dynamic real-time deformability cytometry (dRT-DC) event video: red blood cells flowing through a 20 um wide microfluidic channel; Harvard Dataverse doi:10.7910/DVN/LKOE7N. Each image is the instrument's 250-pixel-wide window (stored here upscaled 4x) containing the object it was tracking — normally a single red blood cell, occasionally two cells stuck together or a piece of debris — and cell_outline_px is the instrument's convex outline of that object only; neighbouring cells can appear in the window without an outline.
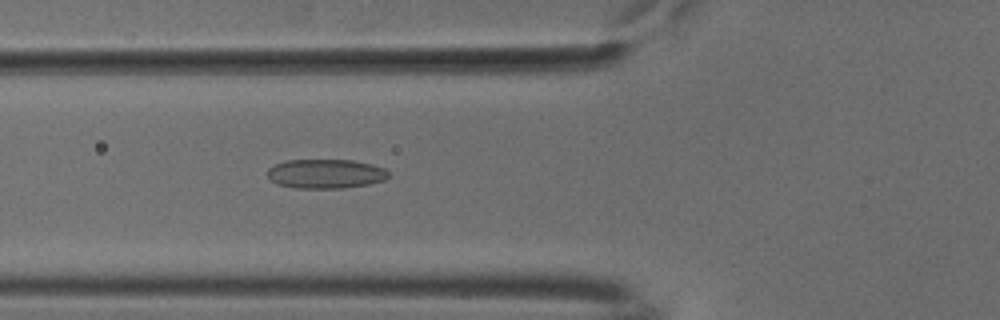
{"species": "common noctule bat (a hibernating species)", "species_latin": "Nyctalus noctula", "temperature_condition": "cold", "stored_images_in_passage": 40, "camera_frame_rate_fps": 3000, "um_per_image_px": 0.085, "animal": {"sex": "male", "body_mass_g": 18.8}, "frame": {"image": 1, "passage_image": 9, "time_ms": 2.667, "image_size_px": [1000, 320], "cell_outline_px": [[392, 176], [384, 180], [368, 184], [344, 188], [296, 188], [276, 184], [268, 176], [268, 168], [284, 160], [352, 160], [372, 164], [384, 168]], "centroid_in_image_um": [27.7, 14.77], "position_along_channel_um": 98.1, "area_um2": 20.75}}
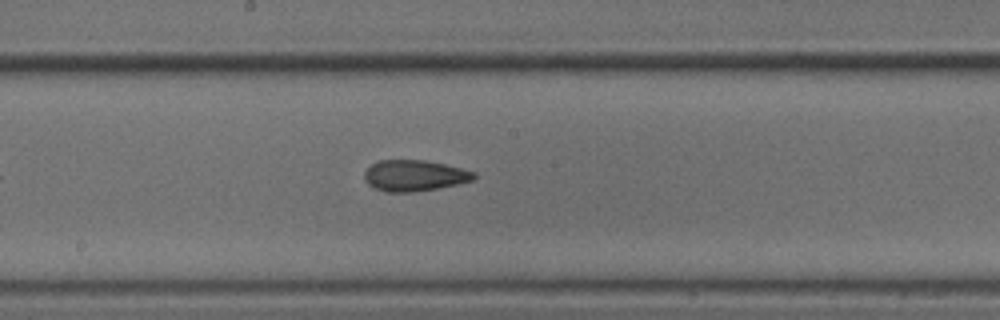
{"frame": {"image": 2, "passage_image": 18, "time_ms": 5.667, "image_size_px": [1000, 320], "cell_outline_px": [[476, 176], [472, 180], [456, 184], [416, 192], [384, 192], [372, 188], [364, 180], [364, 172], [372, 164], [380, 160], [424, 160], [444, 164], [476, 172]], "centroid_in_image_um": [35.18, 14.93], "position_along_channel_um": 213.0, "area_um2": 19.83}}
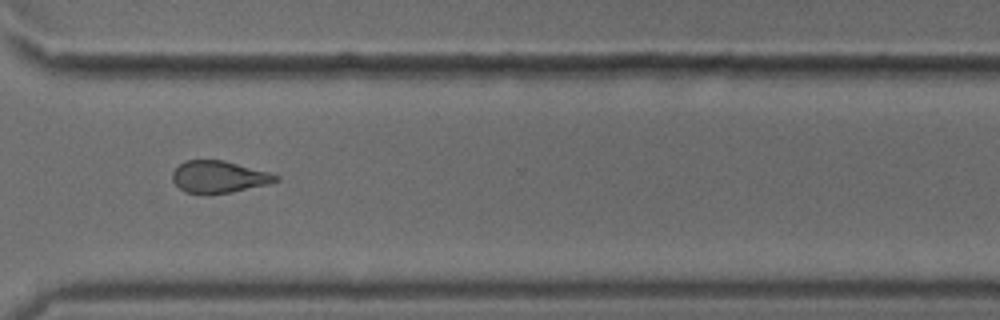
{"frame": {"image": 3, "passage_image": 29, "time_ms": 9.333, "image_size_px": [1000, 320], "cell_outline_px": [[280, 180], [268, 184], [232, 192], [208, 196], [184, 192], [172, 180], [172, 172], [180, 164], [188, 160], [224, 160], [268, 172], [280, 176]], "centroid_in_image_um": [18.59, 15.06], "position_along_channel_um": 352.0, "area_um2": 19.54}, "authors_computed_cell_mechanics": {"area_um2": 19.5942, "velocity_mm_per_s": 3.8042, "shape_relaxation_time_tau1_ms": 7.3816, "shape_relaxation_time_tau2_ms": 3.4611, "deformation_change_tau1": 0.1428, "deformation_change_tau2": 0.1074}}